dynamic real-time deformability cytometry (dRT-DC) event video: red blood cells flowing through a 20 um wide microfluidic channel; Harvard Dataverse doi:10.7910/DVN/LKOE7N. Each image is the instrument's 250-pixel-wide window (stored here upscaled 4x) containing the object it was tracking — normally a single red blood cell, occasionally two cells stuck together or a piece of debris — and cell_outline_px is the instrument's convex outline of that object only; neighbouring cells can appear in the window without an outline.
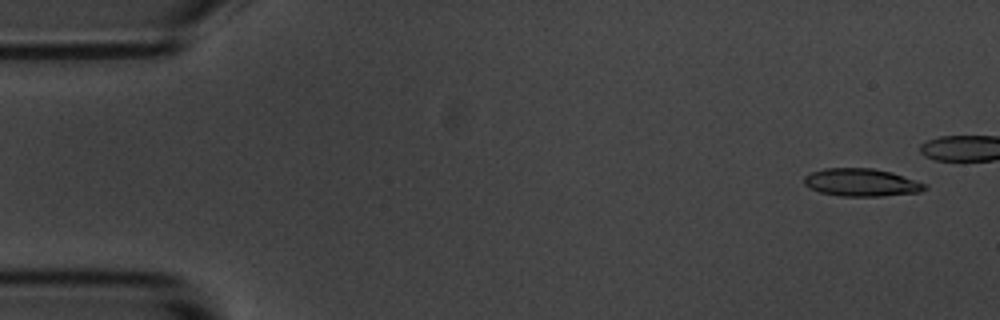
{"species": "common noctule bat (a hibernating species)", "species_latin": "Nyctalus noctula", "temperature_condition": "room temperature", "stored_images_in_passage": 5, "camera_frame_rate_fps": 3000, "um_per_image_px": 0.085, "animal": {"sex": "male", "body_mass_g": 20.1, "forearm_length_mm": 53.5}, "frame": {"image": 1, "passage_image": 1, "time_ms": 0.0, "image_size_px": [1000, 320], "cell_outline_px": [[928, 188], [920, 192], [884, 196], [840, 196], [820, 192], [808, 188], [804, 184], [804, 176], [812, 172], [824, 168], [872, 168], [892, 172], [928, 184]], "centroid_in_image_um": [73.24, 15.51], "position_along_channel_um": 11.8, "area_um2": 19.71}}